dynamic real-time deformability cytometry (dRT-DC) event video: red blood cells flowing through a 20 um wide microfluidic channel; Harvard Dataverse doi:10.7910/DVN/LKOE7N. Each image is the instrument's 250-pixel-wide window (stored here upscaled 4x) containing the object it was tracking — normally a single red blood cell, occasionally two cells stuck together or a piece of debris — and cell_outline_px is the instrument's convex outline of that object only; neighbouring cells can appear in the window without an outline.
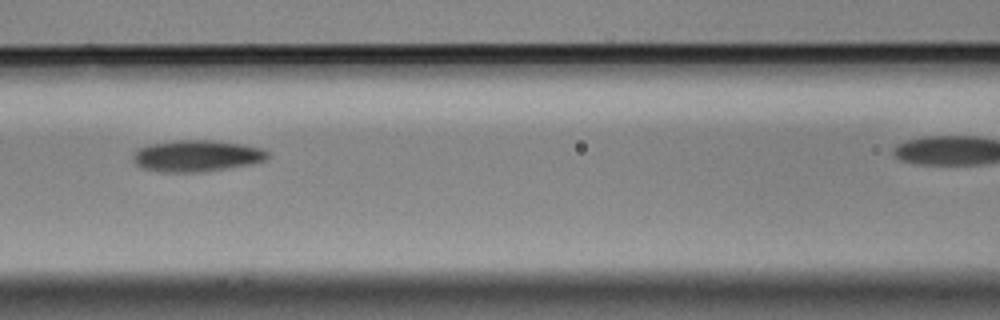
{"species": "Egyptian fruit bat (a non-hibernating species)", "species_latin": "Rousettus aegyptiacus", "temperature_condition": "cold", "stored_images_in_passage": 7, "camera_frame_rate_fps": 3000, "um_per_image_px": 0.085, "animal": {"sex": "male"}, "frame": {"image": 1, "passage_image": 6, "time_ms": 1.667, "image_size_px": [1000, 320], "cell_outline_px": [[268, 156], [264, 160], [252, 164], [204, 172], [160, 172], [140, 168], [132, 160], [132, 152], [136, 148], [148, 144], [176, 140], [208, 140], [244, 144], [260, 148], [268, 152]], "centroid_in_image_um": [16.64, 13.25], "position_along_channel_um": 150.0, "area_um2": 25.03}}